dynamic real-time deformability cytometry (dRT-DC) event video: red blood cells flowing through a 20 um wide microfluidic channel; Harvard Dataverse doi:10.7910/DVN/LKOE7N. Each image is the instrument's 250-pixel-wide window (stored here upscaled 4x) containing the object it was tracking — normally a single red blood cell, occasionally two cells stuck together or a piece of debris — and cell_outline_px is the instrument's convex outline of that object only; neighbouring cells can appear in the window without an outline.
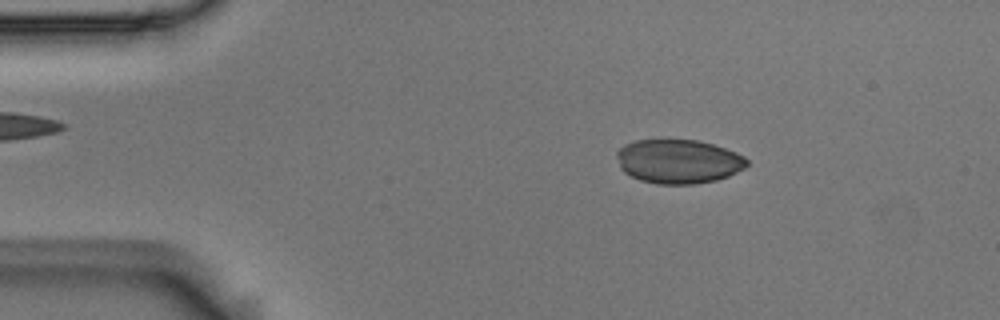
{"species": "Egyptian fruit bat (a non-hibernating species)", "species_latin": "Rousettus aegyptiacus", "temperature_condition": "room temperature", "stored_images_in_passage": 48, "camera_frame_rate_fps": 3000, "um_per_image_px": 0.085, "animal": {"sex": "male"}, "frame": {"image": 1, "passage_image": 3, "time_ms": 0.667, "image_size_px": [1000, 320], "cell_outline_px": [[748, 164], [744, 168], [728, 176], [716, 180], [696, 184], [656, 184], [640, 180], [624, 172], [620, 168], [616, 156], [616, 152], [624, 144], [636, 140], [660, 136], [696, 140], [712, 144], [736, 152], [744, 156], [748, 160]], "centroid_in_image_um": [57.62, 13.67], "position_along_channel_um": 27.4, "area_um2": 34.33}}
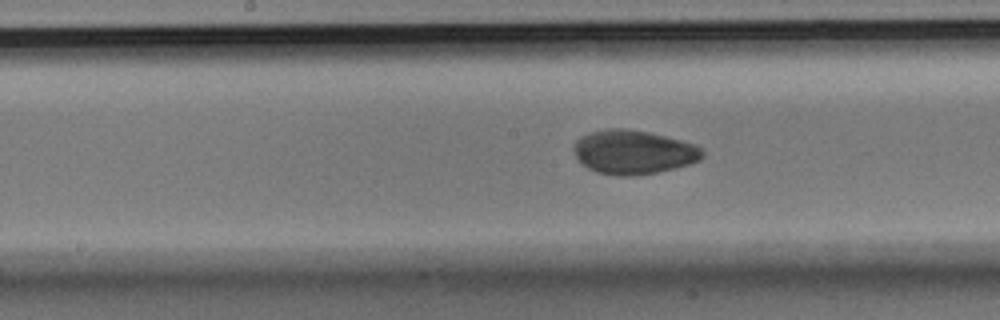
{"frame": {"image": 2, "passage_image": 21, "time_ms": 6.667, "image_size_px": [1000, 320], "cell_outline_px": [[704, 156], [700, 160], [676, 168], [656, 172], [628, 176], [616, 176], [596, 172], [588, 168], [576, 156], [572, 148], [576, 140], [580, 136], [588, 132], [608, 128], [624, 128], [648, 132], [696, 144], [704, 148]], "centroid_in_image_um": [53.84, 12.92], "position_along_channel_um": 194.4, "area_um2": 33.12}}
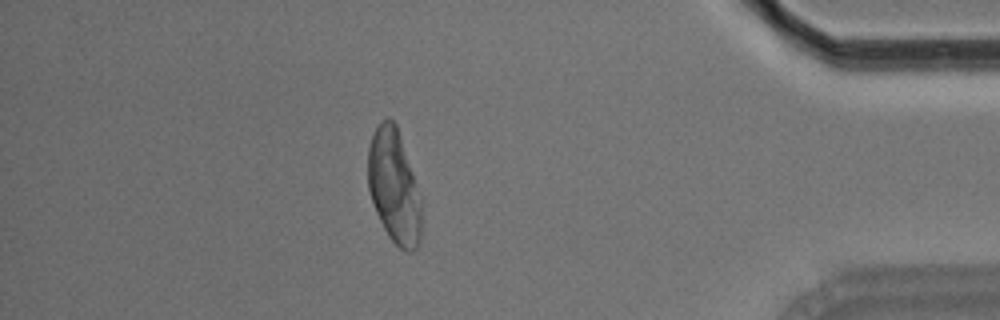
{"frame": {"image": 3, "passage_image": 41, "time_ms": 13.333, "image_size_px": [1000, 320], "cell_outline_px": [[420, 240], [416, 248], [412, 252], [404, 252], [388, 236], [376, 212], [368, 188], [368, 148], [372, 136], [376, 128], [388, 116], [396, 124], [412, 172], [420, 204]], "centroid_in_image_um": [33.46, 15.88], "position_along_channel_um": 401.7, "area_um2": 34.62}}